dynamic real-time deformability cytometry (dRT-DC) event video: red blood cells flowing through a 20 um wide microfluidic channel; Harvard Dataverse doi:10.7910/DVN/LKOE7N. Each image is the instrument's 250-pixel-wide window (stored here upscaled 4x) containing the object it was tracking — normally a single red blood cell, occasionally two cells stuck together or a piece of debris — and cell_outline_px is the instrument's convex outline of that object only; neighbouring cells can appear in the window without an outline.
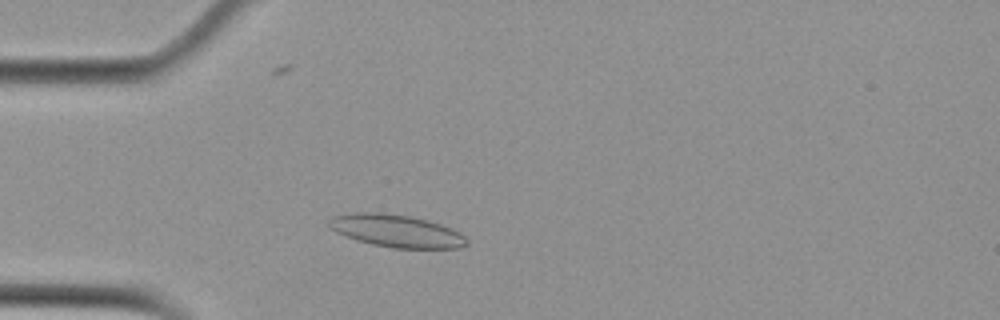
{"species": "Egyptian fruit bat (a non-hibernating species)", "species_latin": "Rousettus aegyptiacus", "temperature_condition": "cold", "stored_images_in_passage": 42, "camera_frame_rate_fps": 3000, "um_per_image_px": 0.085, "animal": {"sex": "female"}, "frame": {"image": 1, "passage_image": 9, "time_ms": 2.667, "image_size_px": [1000, 320], "cell_outline_px": [[468, 244], [460, 248], [392, 248], [372, 244], [356, 240], [336, 232], [328, 224], [328, 220], [332, 216], [356, 212], [376, 212], [412, 216], [428, 220], [440, 224], [460, 232], [468, 240]], "centroid_in_image_um": [33.7, 19.62], "position_along_channel_um": 51.3, "area_um2": 26.13}}
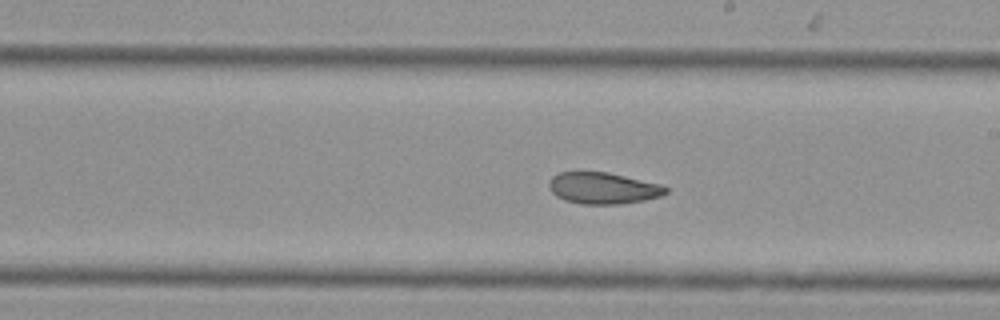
{"frame": {"image": 2, "passage_image": 25, "time_ms": 8.0, "image_size_px": [1000, 320], "cell_outline_px": [[668, 192], [660, 196], [644, 200], [620, 204], [580, 204], [564, 200], [556, 196], [552, 192], [548, 184], [552, 176], [560, 172], [608, 172], [664, 184], [668, 188]], "centroid_in_image_um": [51.29, 15.99], "position_along_channel_um": 237.7, "area_um2": 21.62}}
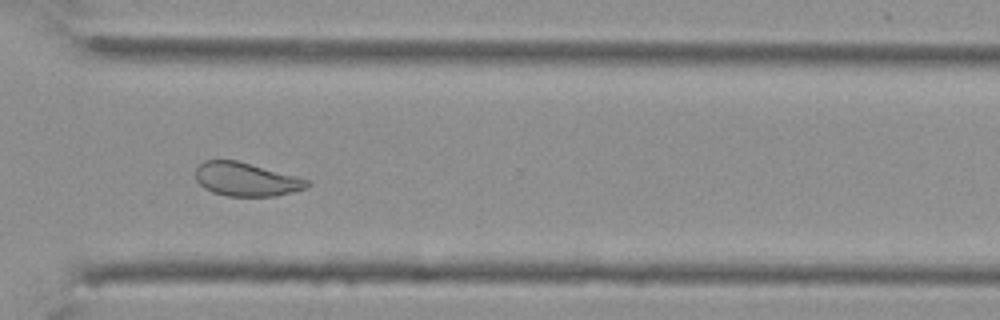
{"frame": {"image": 3, "passage_image": 34, "time_ms": 11.0, "image_size_px": [1000, 320], "cell_outline_px": [[312, 184], [304, 188], [292, 192], [276, 196], [228, 196], [212, 192], [204, 188], [196, 180], [196, 168], [204, 160], [236, 160], [296, 176], [308, 180]], "centroid_in_image_um": [20.91, 15.25], "position_along_channel_um": 349.7, "area_um2": 21.68}, "authors_computed_cell_mechanics": {"area_um2": 22.5131, "velocity_mm_per_s": 3.7239, "shape_relaxation_time_tau1_ms": null, "shape_relaxation_time_tau2_ms": 2.7745, "deformation_change_tau1": null, "deformation_change_tau2": 0.0892}}